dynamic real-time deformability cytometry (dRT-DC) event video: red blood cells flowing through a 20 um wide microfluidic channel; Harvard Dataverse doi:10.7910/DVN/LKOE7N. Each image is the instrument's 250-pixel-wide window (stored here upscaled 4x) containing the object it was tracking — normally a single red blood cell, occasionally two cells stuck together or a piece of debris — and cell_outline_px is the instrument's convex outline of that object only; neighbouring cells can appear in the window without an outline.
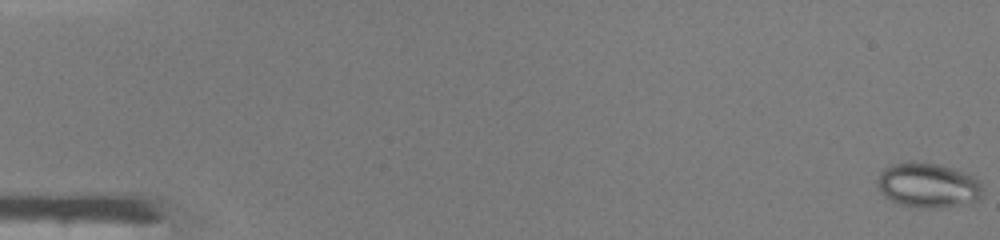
{"species": "common noctule bat (a hibernating species)", "species_latin": "Nyctalus noctula", "temperature_condition": "warm", "stored_images_in_passage": 48, "camera_frame_rate_fps": 3000, "um_per_image_px": 0.085, "animal": {"sex": "male", "body_mass_g": 19.0, "forearm_length_mm": 50.8}, "frame": {"image": 1, "passage_image": 1, "time_ms": 0.0, "image_size_px": [1000, 240], "cell_outline_px": [[980, 196], [976, 200], [932, 208], [920, 208], [896, 204], [884, 196], [880, 192], [876, 184], [880, 172], [884, 168], [892, 164], [908, 160], [916, 160], [940, 164], [964, 172], [972, 176], [980, 184]], "centroid_in_image_um": [78.76, 15.71], "position_along_channel_um": 6.2, "area_um2": 27.4}}
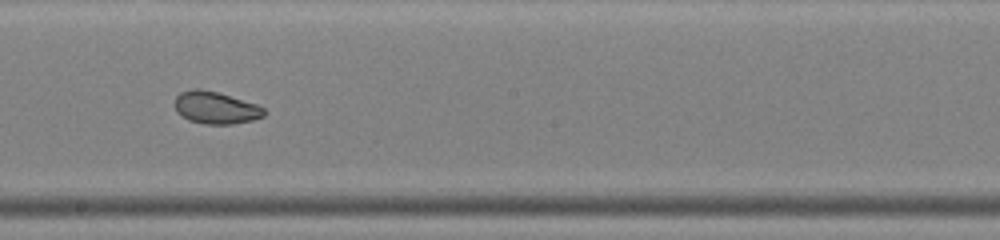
{"frame": {"image": 2, "passage_image": 28, "time_ms": 9.0, "image_size_px": [1000, 240], "cell_outline_px": [[264, 116], [252, 120], [232, 124], [204, 124], [188, 120], [176, 112], [176, 96], [180, 92], [192, 88], [200, 88], [216, 92], [256, 104], [264, 108]], "centroid_in_image_um": [18.3, 9.16], "position_along_channel_um": 229.9, "area_um2": 16.65}}
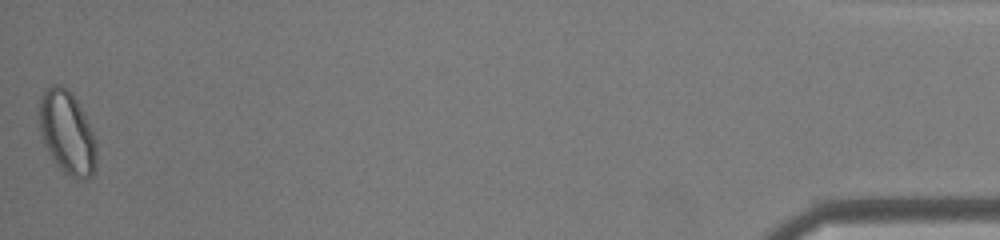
{"frame": {"image": 3, "passage_image": 48, "time_ms": 15.667, "image_size_px": [1000, 240], "cell_outline_px": [[96, 168], [92, 176], [84, 180], [76, 180], [64, 172], [52, 160], [44, 144], [40, 132], [40, 96], [44, 88], [52, 84], [60, 84], [68, 88], [76, 100], [96, 140]], "centroid_in_image_um": [5.69, 11.29], "position_along_channel_um": 429.5, "area_um2": 27.86}, "authors_computed_cell_mechanics": {"area_um2": 21.7328, "velocity_mm_per_s": 4.3168, "shape_relaxation_time_tau1_ms": 6.6923, "shape_relaxation_time_tau2_ms": 1.1631, "deformation_change_tau1": 0.135, "deformation_change_tau2": 0.0627}}